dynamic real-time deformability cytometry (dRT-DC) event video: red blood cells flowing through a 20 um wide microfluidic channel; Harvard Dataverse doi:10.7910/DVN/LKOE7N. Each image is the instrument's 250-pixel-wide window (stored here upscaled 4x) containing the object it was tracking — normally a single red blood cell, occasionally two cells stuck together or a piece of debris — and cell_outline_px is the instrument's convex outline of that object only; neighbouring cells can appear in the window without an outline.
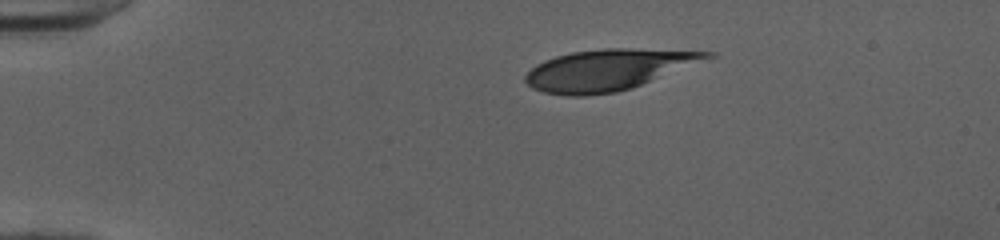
{"species": "human", "species_latin": "Homo sapiens", "temperature_condition": "cold", "stored_images_in_passage": 42, "camera_frame_rate_fps": 3000, "um_per_image_px": 0.085, "donor": {"sex": "female"}, "frame": {"image": 1, "passage_image": 1, "time_ms": 0.0, "image_size_px": [1000, 240], "cell_outline_px": [[720, 56], [632, 88], [616, 92], [584, 96], [568, 96], [544, 92], [532, 88], [524, 80], [524, 76], [536, 64], [544, 60], [556, 56], [572, 52], [604, 48], [628, 48], [716, 52]], "centroid_in_image_um": [51.77, 5.93], "position_along_channel_um": 33.2, "area_um2": 43.81}}
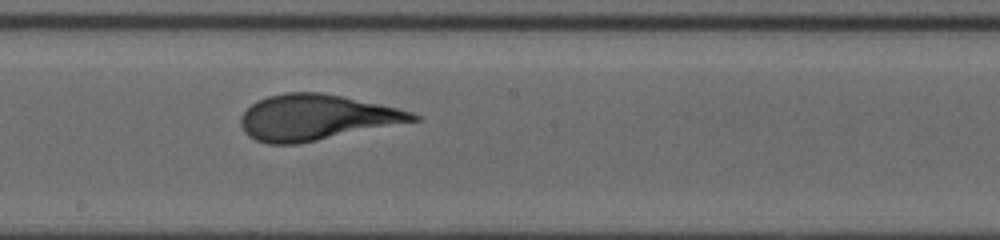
{"frame": {"image": 2, "passage_image": 20, "time_ms": 6.333, "image_size_px": [1000, 240], "cell_outline_px": [[420, 120], [296, 144], [268, 144], [256, 140], [248, 136], [244, 132], [240, 124], [240, 116], [252, 104], [268, 96], [284, 92], [320, 92], [340, 96], [396, 108], [412, 112], [420, 116]], "centroid_in_image_um": [26.83, 9.98], "position_along_channel_um": 221.4, "area_um2": 45.2}}
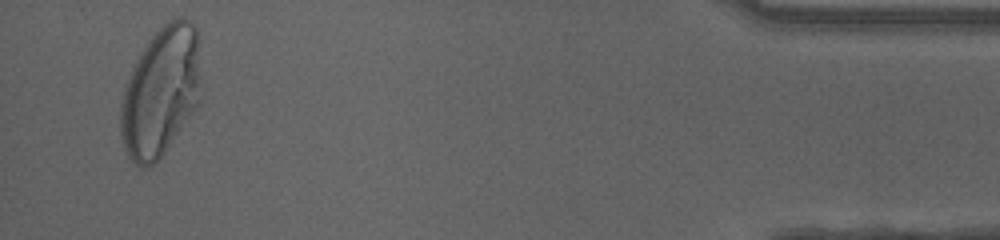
{"frame": {"image": 3, "passage_image": 40, "time_ms": 13.0, "image_size_px": [1000, 240], "cell_outline_px": [[200, 100], [192, 112], [164, 152], [148, 168], [140, 168], [128, 156], [124, 148], [120, 132], [120, 104], [124, 88], [132, 68], [140, 52], [152, 36], [164, 24], [176, 16], [184, 16], [196, 24]], "centroid_in_image_um": [13.63, 7.78], "position_along_channel_um": 421.6, "area_um2": 60.17}}